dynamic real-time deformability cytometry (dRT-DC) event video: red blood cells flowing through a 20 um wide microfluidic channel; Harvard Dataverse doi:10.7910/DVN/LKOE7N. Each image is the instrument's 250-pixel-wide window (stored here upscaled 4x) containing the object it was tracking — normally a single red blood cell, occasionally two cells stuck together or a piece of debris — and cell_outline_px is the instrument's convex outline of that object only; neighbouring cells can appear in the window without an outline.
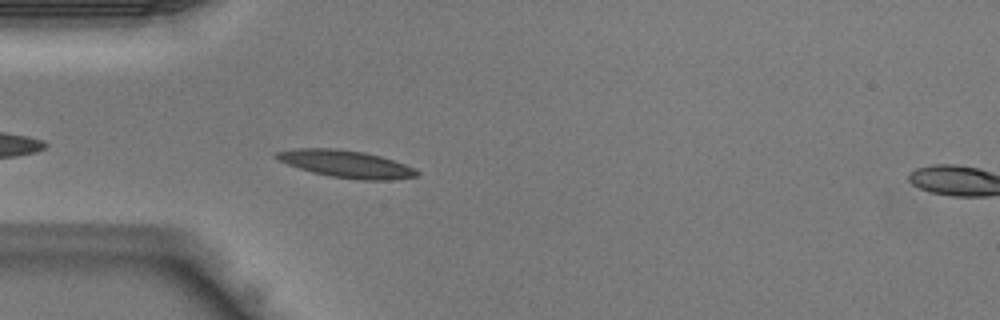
{"species": "Egyptian fruit bat (a non-hibernating species)", "species_latin": "Rousettus aegyptiacus", "temperature_condition": "warm", "stored_images_in_passage": 26, "camera_frame_rate_fps": 3000, "um_per_image_px": 0.085, "animal": {"sex": "male"}, "frame": {"image": 1, "passage_image": 4, "time_ms": 1.0, "image_size_px": [1000, 320], "cell_outline_px": [[420, 172], [416, 176], [392, 180], [360, 180], [332, 176], [312, 172], [288, 164], [272, 156], [276, 152], [296, 148], [336, 148], [364, 152], [380, 156], [416, 168]], "centroid_in_image_um": [29.43, 13.93], "position_along_channel_um": 55.6, "area_um2": 22.2}}
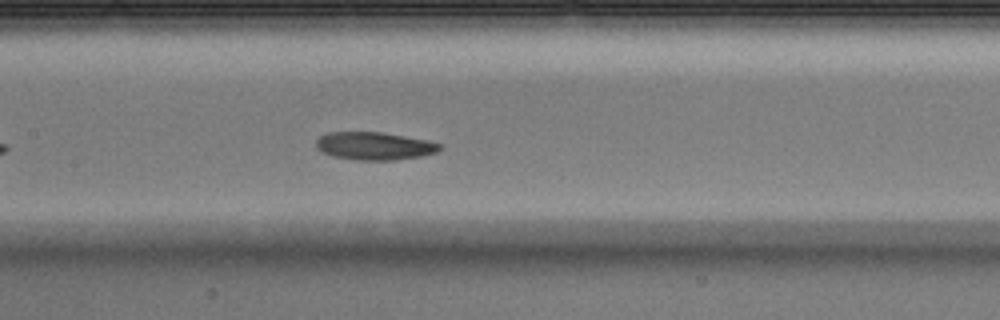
{"frame": {"image": 2, "passage_image": 12, "time_ms": 3.667, "image_size_px": [1000, 320], "cell_outline_px": [[444, 148], [436, 152], [420, 156], [396, 160], [356, 160], [332, 156], [320, 152], [316, 148], [316, 140], [320, 136], [328, 132], [380, 132], [428, 140], [440, 144]], "centroid_in_image_um": [31.8, 12.41], "position_along_channel_um": 175.6, "area_um2": 20.17}}
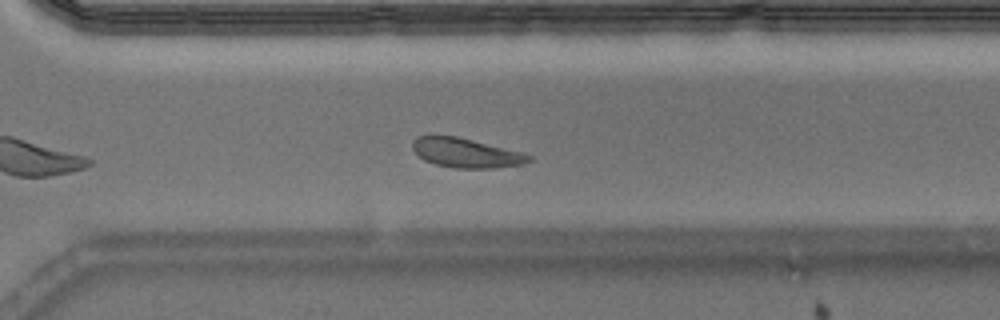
{"frame": {"image": 3, "passage_image": 22, "time_ms": 7.0, "image_size_px": [1000, 320], "cell_outline_px": [[532, 160], [520, 164], [492, 168], [452, 168], [436, 164], [424, 160], [412, 148], [412, 144], [416, 136], [456, 136], [524, 152], [532, 156]], "centroid_in_image_um": [39.62, 13.0], "position_along_channel_um": 331.0, "area_um2": 19.77}}